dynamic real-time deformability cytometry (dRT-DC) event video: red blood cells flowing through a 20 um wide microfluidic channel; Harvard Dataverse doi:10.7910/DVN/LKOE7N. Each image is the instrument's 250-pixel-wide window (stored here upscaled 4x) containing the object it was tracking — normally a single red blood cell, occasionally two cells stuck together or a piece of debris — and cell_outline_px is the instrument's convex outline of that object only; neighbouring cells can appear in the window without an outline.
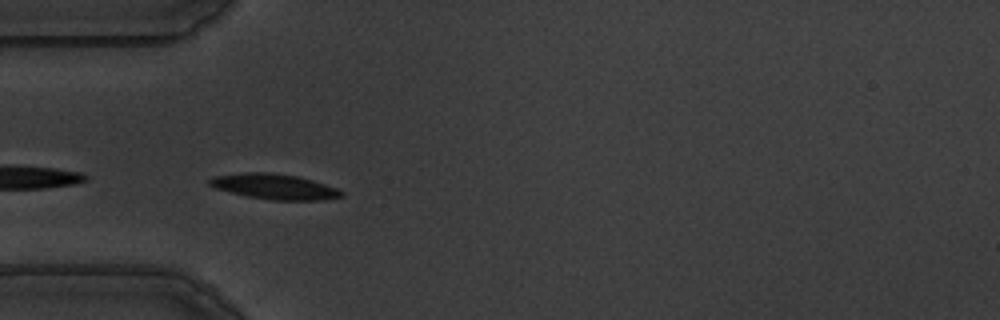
{"species": "common noctule bat (a hibernating species)", "species_latin": "Nyctalus noctula", "temperature_condition": "warm", "stored_images_in_passage": 9, "camera_frame_rate_fps": 3000, "um_per_image_px": 0.085, "animal": {"sex": "male", "body_mass_g": 19.5, "forearm_length_mm": 54.6}, "frame": {"image": 1, "passage_image": 2, "time_ms": 0.333, "image_size_px": [1000, 320], "cell_outline_px": [[344, 196], [324, 200], [272, 200], [248, 196], [216, 188], [208, 184], [208, 180], [212, 176], [244, 172], [268, 172], [296, 176], [312, 180], [336, 188], [344, 192]], "centroid_in_image_um": [23.33, 15.85], "position_along_channel_um": 61.7, "area_um2": 19.36}}